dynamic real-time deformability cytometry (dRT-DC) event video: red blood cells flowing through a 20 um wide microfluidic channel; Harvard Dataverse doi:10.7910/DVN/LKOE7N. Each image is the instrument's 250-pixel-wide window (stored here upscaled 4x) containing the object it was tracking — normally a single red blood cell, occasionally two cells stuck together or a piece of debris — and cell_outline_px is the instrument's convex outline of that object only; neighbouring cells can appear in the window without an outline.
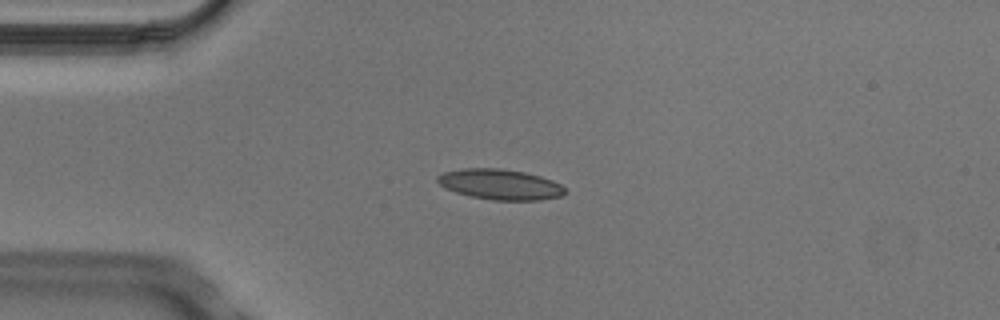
{"species": "Egyptian fruit bat (a non-hibernating species)", "species_latin": "Rousettus aegyptiacus", "temperature_condition": "cold", "stored_images_in_passage": 3, "camera_frame_rate_fps": 3000, "um_per_image_px": 0.085, "animal": {"sex": "male"}, "frame": {"image": 1, "passage_image": 2, "time_ms": 0.333, "image_size_px": [1000, 320], "cell_outline_px": [[568, 192], [564, 196], [540, 200], [492, 200], [468, 196], [456, 192], [440, 184], [436, 180], [436, 176], [444, 172], [464, 168], [500, 168], [524, 172], [540, 176], [552, 180], [560, 184]], "centroid_in_image_um": [42.54, 15.68], "position_along_channel_um": 42.5, "area_um2": 22.72}}